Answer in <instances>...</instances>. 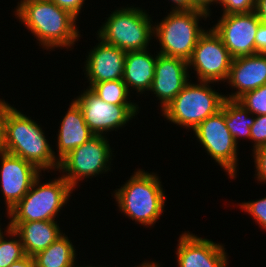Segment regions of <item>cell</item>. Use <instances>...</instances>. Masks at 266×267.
Returning <instances> with one entry per match:
<instances>
[{"instance_id": "32", "label": "cell", "mask_w": 266, "mask_h": 267, "mask_svg": "<svg viewBox=\"0 0 266 267\" xmlns=\"http://www.w3.org/2000/svg\"><path fill=\"white\" fill-rule=\"evenodd\" d=\"M256 43V54L266 53V23L262 22L259 24L257 33L255 35Z\"/></svg>"}, {"instance_id": "4", "label": "cell", "mask_w": 266, "mask_h": 267, "mask_svg": "<svg viewBox=\"0 0 266 267\" xmlns=\"http://www.w3.org/2000/svg\"><path fill=\"white\" fill-rule=\"evenodd\" d=\"M72 190L63 177L41 184L39 176L28 193L7 213L11 218L9 223L55 220Z\"/></svg>"}, {"instance_id": "16", "label": "cell", "mask_w": 266, "mask_h": 267, "mask_svg": "<svg viewBox=\"0 0 266 267\" xmlns=\"http://www.w3.org/2000/svg\"><path fill=\"white\" fill-rule=\"evenodd\" d=\"M98 40L101 42L90 51L85 63L89 86L102 81L120 80L124 73L126 52Z\"/></svg>"}, {"instance_id": "2", "label": "cell", "mask_w": 266, "mask_h": 267, "mask_svg": "<svg viewBox=\"0 0 266 267\" xmlns=\"http://www.w3.org/2000/svg\"><path fill=\"white\" fill-rule=\"evenodd\" d=\"M4 152L21 157L40 171L59 167L40 125L14 107L8 110L5 119Z\"/></svg>"}, {"instance_id": "28", "label": "cell", "mask_w": 266, "mask_h": 267, "mask_svg": "<svg viewBox=\"0 0 266 267\" xmlns=\"http://www.w3.org/2000/svg\"><path fill=\"white\" fill-rule=\"evenodd\" d=\"M255 122L251 126V140L255 143L253 149L266 146V114L256 115Z\"/></svg>"}, {"instance_id": "34", "label": "cell", "mask_w": 266, "mask_h": 267, "mask_svg": "<svg viewBox=\"0 0 266 267\" xmlns=\"http://www.w3.org/2000/svg\"><path fill=\"white\" fill-rule=\"evenodd\" d=\"M190 2L197 10L206 12L209 15L211 13L209 6L215 3V0H190Z\"/></svg>"}, {"instance_id": "5", "label": "cell", "mask_w": 266, "mask_h": 267, "mask_svg": "<svg viewBox=\"0 0 266 267\" xmlns=\"http://www.w3.org/2000/svg\"><path fill=\"white\" fill-rule=\"evenodd\" d=\"M210 83L190 81L176 97L162 110L167 120L183 128H196L209 116L216 114L223 105L225 96L212 90Z\"/></svg>"}, {"instance_id": "8", "label": "cell", "mask_w": 266, "mask_h": 267, "mask_svg": "<svg viewBox=\"0 0 266 267\" xmlns=\"http://www.w3.org/2000/svg\"><path fill=\"white\" fill-rule=\"evenodd\" d=\"M105 137L94 135L59 161L58 169L66 172L63 178L73 189L82 178L96 177L110 170L112 150Z\"/></svg>"}, {"instance_id": "3", "label": "cell", "mask_w": 266, "mask_h": 267, "mask_svg": "<svg viewBox=\"0 0 266 267\" xmlns=\"http://www.w3.org/2000/svg\"><path fill=\"white\" fill-rule=\"evenodd\" d=\"M154 173L134 172L114 193L120 211L144 226L153 225L164 211L166 195Z\"/></svg>"}, {"instance_id": "7", "label": "cell", "mask_w": 266, "mask_h": 267, "mask_svg": "<svg viewBox=\"0 0 266 267\" xmlns=\"http://www.w3.org/2000/svg\"><path fill=\"white\" fill-rule=\"evenodd\" d=\"M147 14L132 6L115 10L97 32L98 38L125 52L146 50L154 35V26Z\"/></svg>"}, {"instance_id": "30", "label": "cell", "mask_w": 266, "mask_h": 267, "mask_svg": "<svg viewBox=\"0 0 266 267\" xmlns=\"http://www.w3.org/2000/svg\"><path fill=\"white\" fill-rule=\"evenodd\" d=\"M51 1H53L61 9L68 11L71 15H73L77 19L85 0H51Z\"/></svg>"}, {"instance_id": "33", "label": "cell", "mask_w": 266, "mask_h": 267, "mask_svg": "<svg viewBox=\"0 0 266 267\" xmlns=\"http://www.w3.org/2000/svg\"><path fill=\"white\" fill-rule=\"evenodd\" d=\"M176 6L172 8V11H189L196 8L191 4L190 0H171Z\"/></svg>"}, {"instance_id": "1", "label": "cell", "mask_w": 266, "mask_h": 267, "mask_svg": "<svg viewBox=\"0 0 266 267\" xmlns=\"http://www.w3.org/2000/svg\"><path fill=\"white\" fill-rule=\"evenodd\" d=\"M15 13L45 49L69 48L80 37L77 19L51 0L20 2Z\"/></svg>"}, {"instance_id": "24", "label": "cell", "mask_w": 266, "mask_h": 267, "mask_svg": "<svg viewBox=\"0 0 266 267\" xmlns=\"http://www.w3.org/2000/svg\"><path fill=\"white\" fill-rule=\"evenodd\" d=\"M5 231L8 236H12V239L6 240L3 231L0 232V267H9L26 256L19 235L9 226ZM13 236L19 239L13 238Z\"/></svg>"}, {"instance_id": "6", "label": "cell", "mask_w": 266, "mask_h": 267, "mask_svg": "<svg viewBox=\"0 0 266 267\" xmlns=\"http://www.w3.org/2000/svg\"><path fill=\"white\" fill-rule=\"evenodd\" d=\"M209 17L201 10L170 11L154 26V36L161 46L159 54L186 60L191 59L196 43L206 32L198 26L199 18Z\"/></svg>"}, {"instance_id": "17", "label": "cell", "mask_w": 266, "mask_h": 267, "mask_svg": "<svg viewBox=\"0 0 266 267\" xmlns=\"http://www.w3.org/2000/svg\"><path fill=\"white\" fill-rule=\"evenodd\" d=\"M227 83L237 89L225 99L238 100L245 93L266 84V53L233 58Z\"/></svg>"}, {"instance_id": "15", "label": "cell", "mask_w": 266, "mask_h": 267, "mask_svg": "<svg viewBox=\"0 0 266 267\" xmlns=\"http://www.w3.org/2000/svg\"><path fill=\"white\" fill-rule=\"evenodd\" d=\"M157 54L150 90L161 101V110H163L188 83L189 65L184 59Z\"/></svg>"}, {"instance_id": "29", "label": "cell", "mask_w": 266, "mask_h": 267, "mask_svg": "<svg viewBox=\"0 0 266 267\" xmlns=\"http://www.w3.org/2000/svg\"><path fill=\"white\" fill-rule=\"evenodd\" d=\"M254 162L257 173L255 174L257 180L266 182V146H261L253 150Z\"/></svg>"}, {"instance_id": "13", "label": "cell", "mask_w": 266, "mask_h": 267, "mask_svg": "<svg viewBox=\"0 0 266 267\" xmlns=\"http://www.w3.org/2000/svg\"><path fill=\"white\" fill-rule=\"evenodd\" d=\"M1 191L9 212L29 191L41 171L30 162L7 152H0Z\"/></svg>"}, {"instance_id": "12", "label": "cell", "mask_w": 266, "mask_h": 267, "mask_svg": "<svg viewBox=\"0 0 266 267\" xmlns=\"http://www.w3.org/2000/svg\"><path fill=\"white\" fill-rule=\"evenodd\" d=\"M212 29L233 58L256 54L255 35L261 20L255 11L222 15Z\"/></svg>"}, {"instance_id": "21", "label": "cell", "mask_w": 266, "mask_h": 267, "mask_svg": "<svg viewBox=\"0 0 266 267\" xmlns=\"http://www.w3.org/2000/svg\"><path fill=\"white\" fill-rule=\"evenodd\" d=\"M75 248L65 234L34 257L35 267H73L76 265Z\"/></svg>"}, {"instance_id": "20", "label": "cell", "mask_w": 266, "mask_h": 267, "mask_svg": "<svg viewBox=\"0 0 266 267\" xmlns=\"http://www.w3.org/2000/svg\"><path fill=\"white\" fill-rule=\"evenodd\" d=\"M156 57L151 56L146 50L126 52L124 73L122 80L129 87L137 90V92L149 91L151 89Z\"/></svg>"}, {"instance_id": "18", "label": "cell", "mask_w": 266, "mask_h": 267, "mask_svg": "<svg viewBox=\"0 0 266 267\" xmlns=\"http://www.w3.org/2000/svg\"><path fill=\"white\" fill-rule=\"evenodd\" d=\"M69 107L57 134L58 161L94 136L84 120L79 105L73 100Z\"/></svg>"}, {"instance_id": "23", "label": "cell", "mask_w": 266, "mask_h": 267, "mask_svg": "<svg viewBox=\"0 0 266 267\" xmlns=\"http://www.w3.org/2000/svg\"><path fill=\"white\" fill-rule=\"evenodd\" d=\"M89 89L107 103L115 105H136L128 100L129 90L122 79L94 83Z\"/></svg>"}, {"instance_id": "38", "label": "cell", "mask_w": 266, "mask_h": 267, "mask_svg": "<svg viewBox=\"0 0 266 267\" xmlns=\"http://www.w3.org/2000/svg\"><path fill=\"white\" fill-rule=\"evenodd\" d=\"M35 1H49V0H21V2H35Z\"/></svg>"}, {"instance_id": "22", "label": "cell", "mask_w": 266, "mask_h": 267, "mask_svg": "<svg viewBox=\"0 0 266 267\" xmlns=\"http://www.w3.org/2000/svg\"><path fill=\"white\" fill-rule=\"evenodd\" d=\"M221 110L225 113V124L237 144L242 136L251 139V126L255 118L251 117L250 111L243 104L238 100L225 99Z\"/></svg>"}, {"instance_id": "27", "label": "cell", "mask_w": 266, "mask_h": 267, "mask_svg": "<svg viewBox=\"0 0 266 267\" xmlns=\"http://www.w3.org/2000/svg\"><path fill=\"white\" fill-rule=\"evenodd\" d=\"M240 206L242 210L253 216L262 229H266V197L251 202H244Z\"/></svg>"}, {"instance_id": "19", "label": "cell", "mask_w": 266, "mask_h": 267, "mask_svg": "<svg viewBox=\"0 0 266 267\" xmlns=\"http://www.w3.org/2000/svg\"><path fill=\"white\" fill-rule=\"evenodd\" d=\"M8 226L19 235L25 254L32 257L63 235L54 220L9 223Z\"/></svg>"}, {"instance_id": "25", "label": "cell", "mask_w": 266, "mask_h": 267, "mask_svg": "<svg viewBox=\"0 0 266 267\" xmlns=\"http://www.w3.org/2000/svg\"><path fill=\"white\" fill-rule=\"evenodd\" d=\"M238 101L243 104L252 115L266 114V84L249 91L241 96Z\"/></svg>"}, {"instance_id": "14", "label": "cell", "mask_w": 266, "mask_h": 267, "mask_svg": "<svg viewBox=\"0 0 266 267\" xmlns=\"http://www.w3.org/2000/svg\"><path fill=\"white\" fill-rule=\"evenodd\" d=\"M177 246L178 267H226L225 248L190 232L181 234Z\"/></svg>"}, {"instance_id": "9", "label": "cell", "mask_w": 266, "mask_h": 267, "mask_svg": "<svg viewBox=\"0 0 266 267\" xmlns=\"http://www.w3.org/2000/svg\"><path fill=\"white\" fill-rule=\"evenodd\" d=\"M203 148L231 178L237 173V143L225 124V113L219 110L193 129Z\"/></svg>"}, {"instance_id": "10", "label": "cell", "mask_w": 266, "mask_h": 267, "mask_svg": "<svg viewBox=\"0 0 266 267\" xmlns=\"http://www.w3.org/2000/svg\"><path fill=\"white\" fill-rule=\"evenodd\" d=\"M233 57L213 29L206 31L196 43L188 61L196 71L199 81L218 82L227 80Z\"/></svg>"}, {"instance_id": "37", "label": "cell", "mask_w": 266, "mask_h": 267, "mask_svg": "<svg viewBox=\"0 0 266 267\" xmlns=\"http://www.w3.org/2000/svg\"><path fill=\"white\" fill-rule=\"evenodd\" d=\"M158 262H143L140 266H137V267H160V264Z\"/></svg>"}, {"instance_id": "35", "label": "cell", "mask_w": 266, "mask_h": 267, "mask_svg": "<svg viewBox=\"0 0 266 267\" xmlns=\"http://www.w3.org/2000/svg\"><path fill=\"white\" fill-rule=\"evenodd\" d=\"M259 19L266 23V0H256V9Z\"/></svg>"}, {"instance_id": "26", "label": "cell", "mask_w": 266, "mask_h": 267, "mask_svg": "<svg viewBox=\"0 0 266 267\" xmlns=\"http://www.w3.org/2000/svg\"><path fill=\"white\" fill-rule=\"evenodd\" d=\"M215 2L224 8L222 15L248 13L256 9V0H215Z\"/></svg>"}, {"instance_id": "36", "label": "cell", "mask_w": 266, "mask_h": 267, "mask_svg": "<svg viewBox=\"0 0 266 267\" xmlns=\"http://www.w3.org/2000/svg\"><path fill=\"white\" fill-rule=\"evenodd\" d=\"M9 267H35L34 257L26 255L24 258L11 264Z\"/></svg>"}, {"instance_id": "39", "label": "cell", "mask_w": 266, "mask_h": 267, "mask_svg": "<svg viewBox=\"0 0 266 267\" xmlns=\"http://www.w3.org/2000/svg\"><path fill=\"white\" fill-rule=\"evenodd\" d=\"M73 267H81V266H73ZM82 267H84V266H82ZM85 267H94V266H85Z\"/></svg>"}, {"instance_id": "31", "label": "cell", "mask_w": 266, "mask_h": 267, "mask_svg": "<svg viewBox=\"0 0 266 267\" xmlns=\"http://www.w3.org/2000/svg\"><path fill=\"white\" fill-rule=\"evenodd\" d=\"M12 106L0 99V152L4 151L5 119Z\"/></svg>"}, {"instance_id": "11", "label": "cell", "mask_w": 266, "mask_h": 267, "mask_svg": "<svg viewBox=\"0 0 266 267\" xmlns=\"http://www.w3.org/2000/svg\"><path fill=\"white\" fill-rule=\"evenodd\" d=\"M80 107L84 120L94 135H102L125 126L137 115L138 105L107 103L89 88L74 100Z\"/></svg>"}]
</instances>
